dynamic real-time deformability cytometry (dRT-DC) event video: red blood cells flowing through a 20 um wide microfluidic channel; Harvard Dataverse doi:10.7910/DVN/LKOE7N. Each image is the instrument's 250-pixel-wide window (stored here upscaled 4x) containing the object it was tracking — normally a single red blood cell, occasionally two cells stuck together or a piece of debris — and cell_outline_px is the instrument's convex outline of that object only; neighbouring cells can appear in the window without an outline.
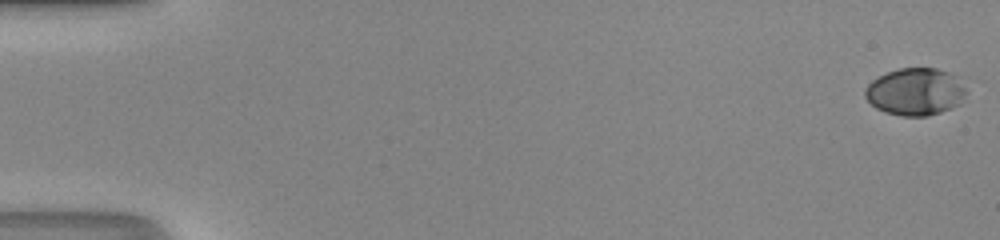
{"species": "human", "species_latin": "Homo sapiens", "temperature_condition": "room temperature", "stored_images_in_passage": 51, "camera_frame_rate_fps": 3000, "um_per_image_px": 0.085, "donor": {"sex": "male"}, "frame": {"image": 1, "passage_image": 1, "time_ms": 0.0, "image_size_px": [1000, 240], "cell_outline_px": [[968, 92], [960, 104], [952, 108], [928, 116], [900, 116], [884, 112], [876, 108], [864, 96], [864, 88], [872, 80], [888, 72], [900, 68], [936, 68], [952, 72], [956, 76]], "centroid_in_image_um": [77.82, 7.8], "position_along_channel_um": 7.2, "area_um2": 28.15}}
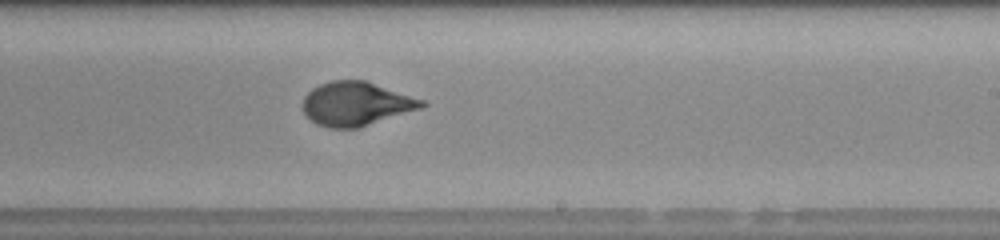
{"frame": {"image": 2, "passage_image": 32, "time_ms": 10.333, "image_size_px": [1000, 240], "cell_outline_px": [[428, 104], [420, 108], [360, 128], [328, 128], [316, 124], [304, 112], [300, 104], [304, 96], [312, 88], [320, 84], [332, 80], [364, 80], [424, 100]], "centroid_in_image_um": [30.23, 8.83], "position_along_channel_um": 258.8, "area_um2": 30.4}}
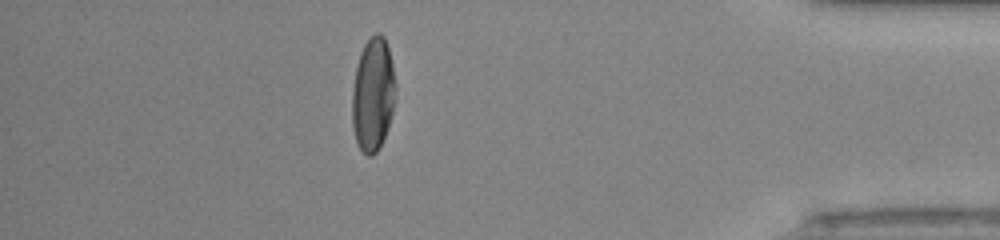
{"frame": {"image": 3, "passage_image": 45, "time_ms": 14.667, "image_size_px": [1000, 240], "cell_outline_px": [[396, 88], [392, 112], [388, 128], [376, 152], [372, 156], [368, 156], [356, 144], [352, 128], [352, 92], [356, 68], [360, 52], [364, 44], [376, 32], [380, 32], [384, 36], [388, 48], [392, 64], [396, 84]], "centroid_in_image_um": [31.69, 8.03], "position_along_channel_um": 403.5, "area_um2": 28.78}, "authors_computed_cell_mechanics": {"area_um2": 29.767, "velocity_mm_per_s": 4.2564, "shape_relaxation_time_tau1_ms": 6.2107, "shape_relaxation_time_tau2_ms": 0.7882, "deformation_change_tau1": 0.2481, "deformation_change_tau2": 0.0556}}